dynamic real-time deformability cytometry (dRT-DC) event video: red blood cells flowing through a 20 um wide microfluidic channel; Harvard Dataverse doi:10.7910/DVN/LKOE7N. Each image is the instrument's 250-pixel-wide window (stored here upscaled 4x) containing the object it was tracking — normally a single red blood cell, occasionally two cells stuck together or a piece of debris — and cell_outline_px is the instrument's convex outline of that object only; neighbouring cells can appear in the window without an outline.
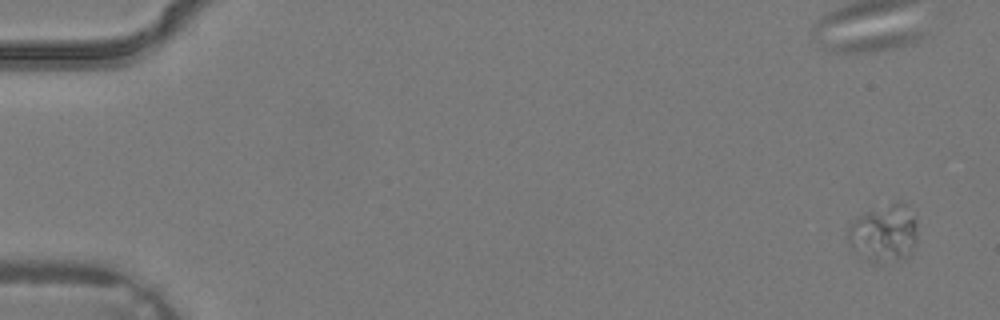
{"species": "common noctule bat (a hibernating species)", "species_latin": "Nyctalus noctula", "temperature_condition": "warm", "stored_images_in_passage": 5, "camera_frame_rate_fps": 3000, "um_per_image_px": 0.085, "animal": {"sex": "male", "body_mass_g": 19.2, "forearm_length_mm": 51.8}, "frame": {"image": 1, "passage_image": 1, "time_ms": 0.0, "image_size_px": [1000, 320], "cell_outline_px": [[916, 244], [908, 256], [896, 260], [876, 264], [872, 264], [848, 240], [848, 228], [864, 212], [896, 200], [900, 200], [908, 204], [916, 220]], "centroid_in_image_um": [75.21, 19.78], "position_along_channel_um": 9.8, "area_um2": 23.24}}